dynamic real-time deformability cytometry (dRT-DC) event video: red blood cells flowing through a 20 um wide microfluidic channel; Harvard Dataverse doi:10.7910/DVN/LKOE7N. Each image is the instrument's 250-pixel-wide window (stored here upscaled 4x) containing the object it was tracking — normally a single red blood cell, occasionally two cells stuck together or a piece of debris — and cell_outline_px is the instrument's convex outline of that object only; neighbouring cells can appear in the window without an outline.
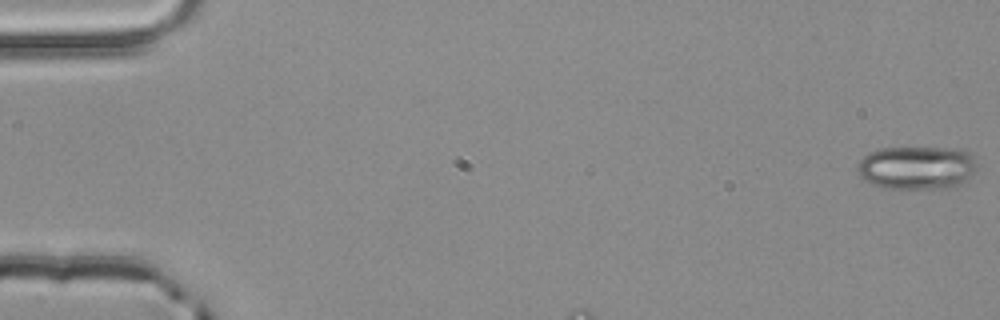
{"species": "common noctule bat (a hibernating species)", "species_latin": "Nyctalus noctula", "temperature_condition": "room temperature", "stored_images_in_passage": 7, "camera_frame_rate_fps": 3000, "um_per_image_px": 0.085, "animal": {"sex": "male", "body_mass_g": 20.4}, "frame": {"image": 1, "passage_image": 1, "time_ms": 0.0, "image_size_px": [1000, 320], "cell_outline_px": [[976, 168], [972, 176], [968, 180], [952, 188], [884, 188], [864, 180], [860, 176], [856, 168], [856, 164], [868, 152], [880, 148], [960, 148], [968, 152], [976, 160]], "centroid_in_image_um": [77.94, 14.25], "position_along_channel_um": 7.1, "area_um2": 30.52}}